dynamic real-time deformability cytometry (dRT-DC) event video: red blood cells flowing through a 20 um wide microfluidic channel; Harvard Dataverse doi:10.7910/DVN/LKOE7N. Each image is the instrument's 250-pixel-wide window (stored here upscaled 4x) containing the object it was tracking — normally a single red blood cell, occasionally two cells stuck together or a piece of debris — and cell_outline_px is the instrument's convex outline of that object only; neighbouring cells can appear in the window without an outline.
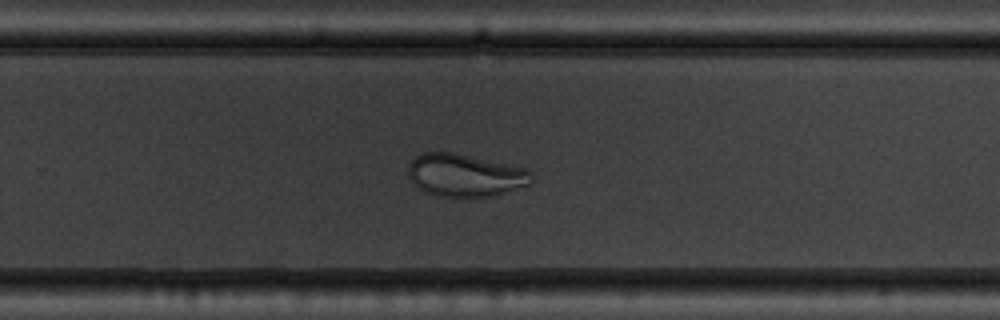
{"species": "common noctule bat (a hibernating species)", "species_latin": "Nyctalus noctula", "temperature_condition": "warm", "stored_images_in_passage": 48, "camera_frame_rate_fps": 3000, "um_per_image_px": 0.085, "animal": {"sex": "male", "body_mass_g": 19.5, "forearm_length_mm": 54.6}, "frame": {"image": 1, "passage_image": 30, "time_ms": 9.667, "image_size_px": [1000, 320], "cell_outline_px": [[532, 180], [528, 184], [492, 196], [436, 196], [420, 188], [408, 176], [408, 164], [416, 156], [424, 152], [452, 152], [528, 168], [532, 172]], "centroid_in_image_um": [39.53, 14.87], "position_along_channel_um": 290.3, "area_um2": 30.29}}
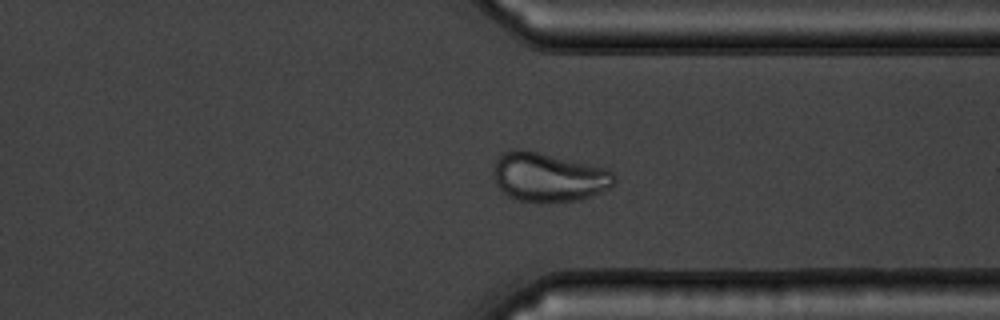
{"frame": {"image": 2, "passage_image": 36, "time_ms": 11.667, "image_size_px": [1000, 320], "cell_outline_px": [[616, 180], [608, 188], [592, 196], [580, 200], [520, 200], [508, 196], [496, 184], [492, 172], [496, 160], [504, 152], [512, 148], [536, 152], [608, 168], [616, 176]], "centroid_in_image_um": [46.63, 15.03], "position_along_channel_um": 364.8, "area_um2": 33.81}}
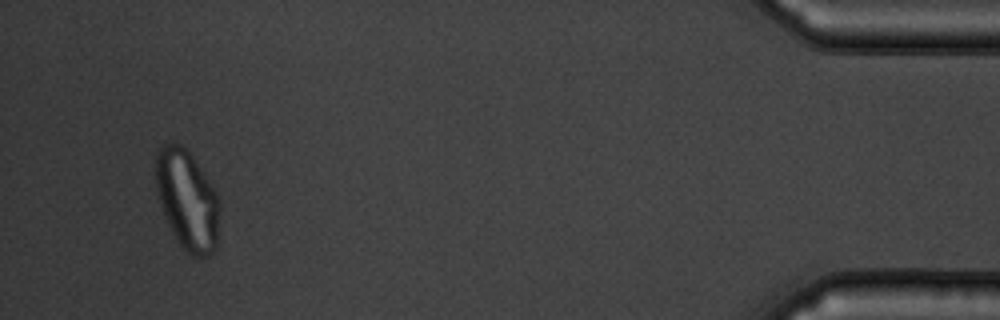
{"frame": {"image": 3, "passage_image": 46, "time_ms": 15.0, "image_size_px": [1000, 320], "cell_outline_px": [[216, 248], [208, 256], [200, 260], [196, 260], [176, 240], [168, 224], [160, 204], [156, 188], [156, 152], [164, 144], [180, 144], [192, 156], [216, 192]], "centroid_in_image_um": [15.87, 17.03], "position_along_channel_um": 419.3, "area_um2": 36.18}}